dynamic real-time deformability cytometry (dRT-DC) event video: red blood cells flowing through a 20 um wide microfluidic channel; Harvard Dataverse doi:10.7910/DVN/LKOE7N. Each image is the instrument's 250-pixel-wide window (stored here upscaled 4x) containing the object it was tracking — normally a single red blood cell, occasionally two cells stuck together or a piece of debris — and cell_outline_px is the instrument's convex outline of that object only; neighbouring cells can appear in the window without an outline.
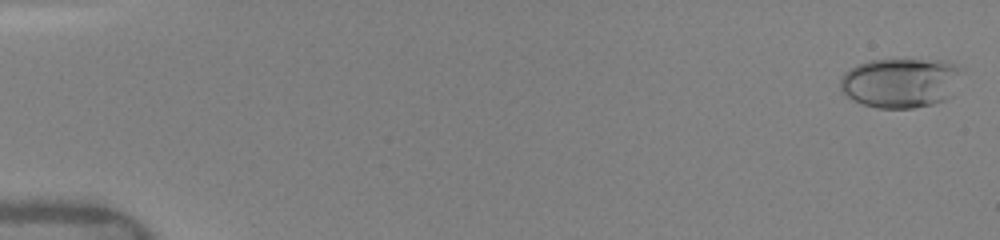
{"species": "human", "species_latin": "Homo sapiens", "temperature_condition": "warm", "stored_images_in_passage": 14, "camera_frame_rate_fps": 3000, "um_per_image_px": 0.085, "donor": {"sex": "female"}, "frame": {"image": 1, "passage_image": 1, "time_ms": 0.0, "image_size_px": [1000, 240], "cell_outline_px": [[964, 68], [952, 96], [944, 100], [932, 104], [912, 108], [880, 108], [864, 104], [840, 92], [840, 80], [844, 72], [856, 64], [868, 60], [944, 60], [956, 64]], "centroid_in_image_um": [76.57, 7.02], "position_along_channel_um": 8.4, "area_um2": 35.55}}
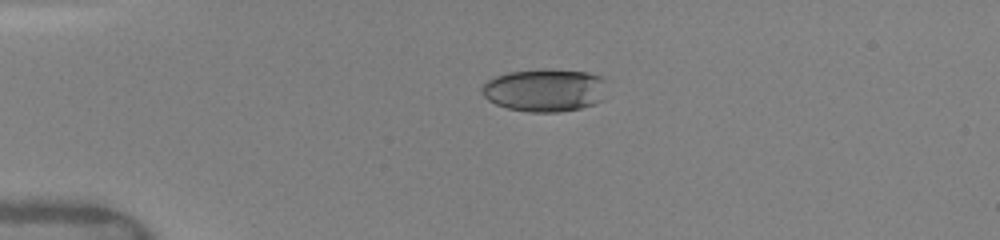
{"frame": {"image": 2, "passage_image": 11, "time_ms": 3.667, "image_size_px": [1000, 240], "cell_outline_px": [[608, 80], [604, 100], [580, 108], [556, 112], [528, 112], [508, 108], [496, 104], [488, 100], [484, 96], [480, 88], [488, 80], [496, 76], [508, 72], [540, 68], [588, 72], [604, 76]], "centroid_in_image_um": [46.37, 7.64], "position_along_channel_um": 38.6, "area_um2": 31.79}}
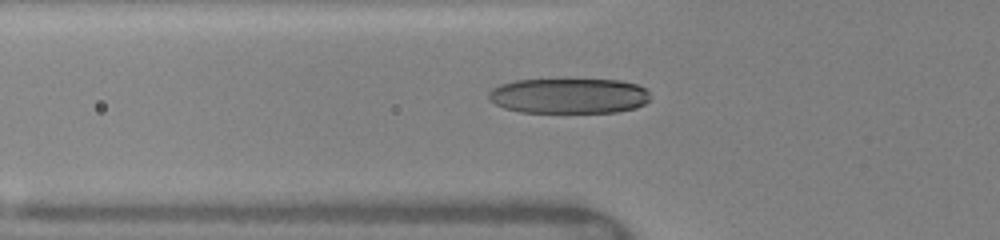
{"frame": {"image": 3, "passage_image": 14, "time_ms": 5.667, "image_size_px": [1000, 240], "cell_outline_px": [[648, 100], [644, 104], [636, 108], [616, 112], [520, 112], [504, 108], [488, 100], [488, 92], [492, 88], [500, 84], [516, 80], [620, 80], [636, 84], [644, 88], [648, 92]], "centroid_in_image_um": [48.32, 8.15], "position_along_channel_um": 77.5, "area_um2": 33.18}}